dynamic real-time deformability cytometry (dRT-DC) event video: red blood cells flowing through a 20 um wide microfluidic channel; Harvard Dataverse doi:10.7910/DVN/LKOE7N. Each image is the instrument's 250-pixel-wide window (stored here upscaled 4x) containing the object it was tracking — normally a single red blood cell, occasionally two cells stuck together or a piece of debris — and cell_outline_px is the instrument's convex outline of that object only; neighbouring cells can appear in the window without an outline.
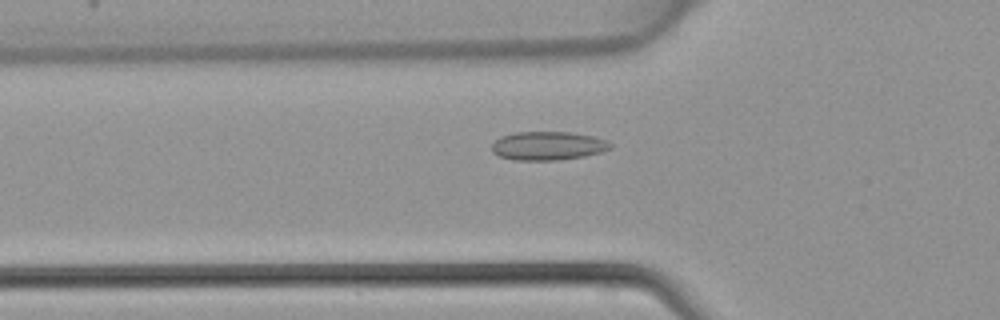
{"species": "common noctule bat (a hibernating species)", "species_latin": "Nyctalus noctula", "temperature_condition": "warm", "stored_images_in_passage": 34, "camera_frame_rate_fps": 3000, "um_per_image_px": 0.085, "animal": {"sex": "female", "body_mass_g": 22.7, "forearm_length_mm": 54.2}, "frame": {"image": 1, "passage_image": 16, "time_ms": 5.0, "image_size_px": [1000, 320], "cell_outline_px": [[612, 148], [600, 152], [584, 156], [560, 160], [512, 160], [500, 156], [492, 152], [492, 144], [500, 136], [516, 132], [572, 132], [592, 136], [608, 140], [612, 144]], "centroid_in_image_um": [46.58, 12.39], "position_along_channel_um": 79.2, "area_um2": 19.88}}
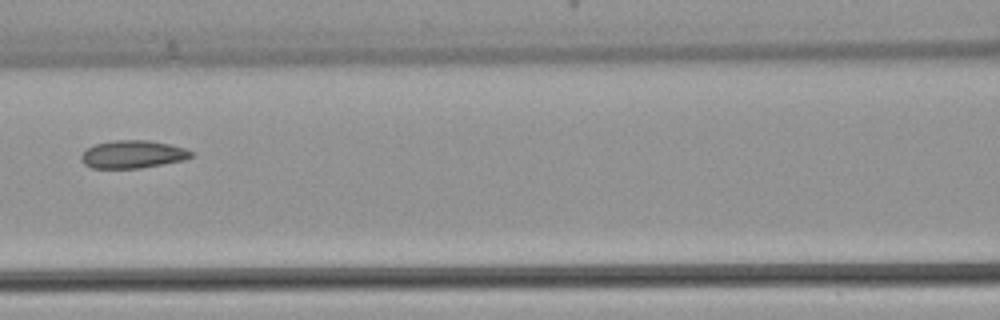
{"frame": {"image": 2, "passage_image": 21, "time_ms": 6.667, "image_size_px": [1000, 320], "cell_outline_px": [[192, 156], [184, 160], [140, 168], [92, 168], [84, 164], [80, 160], [80, 156], [88, 148], [96, 144], [116, 140], [148, 140], [168, 144], [184, 148], [192, 152]], "centroid_in_image_um": [11.26, 13.12], "position_along_channel_um": 155.3, "area_um2": 17.63}}
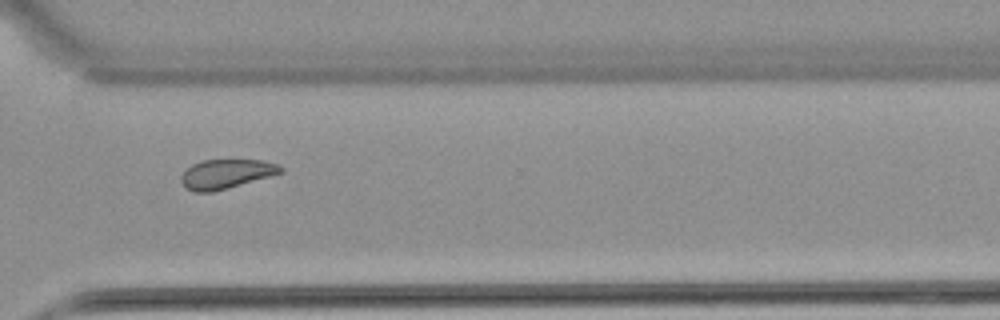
{"frame": {"image": 3, "passage_image": 34, "time_ms": 11.0, "image_size_px": [1000, 320], "cell_outline_px": [[284, 172], [212, 192], [192, 192], [184, 188], [180, 180], [180, 176], [192, 164], [200, 160], [260, 160], [276, 164], [284, 168]], "centroid_in_image_um": [19.17, 14.79], "position_along_channel_um": 351.4, "area_um2": 16.94}}